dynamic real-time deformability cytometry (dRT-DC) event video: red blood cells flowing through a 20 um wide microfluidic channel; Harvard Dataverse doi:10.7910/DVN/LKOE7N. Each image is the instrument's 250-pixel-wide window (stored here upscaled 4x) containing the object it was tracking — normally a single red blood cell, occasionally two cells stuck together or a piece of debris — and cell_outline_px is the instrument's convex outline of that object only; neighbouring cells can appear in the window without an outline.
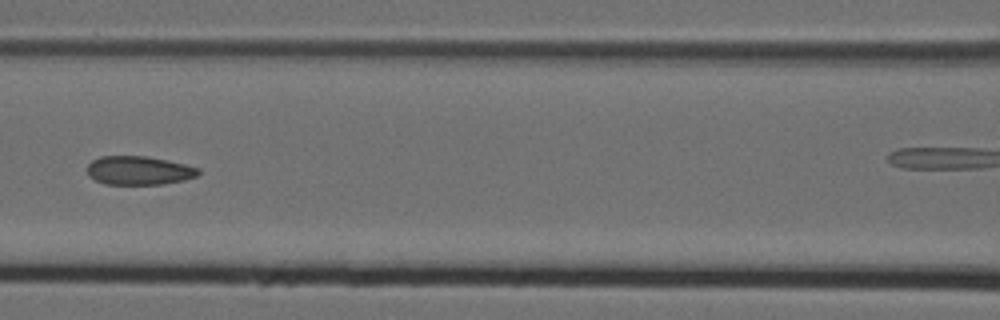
{"species": "Egyptian fruit bat (a non-hibernating species)", "species_latin": "Rousettus aegyptiacus", "temperature_condition": "cold", "stored_images_in_passage": 11, "camera_frame_rate_fps": 3000, "um_per_image_px": 0.085, "animal": {"sex": "female"}, "frame": {"image": 1, "passage_image": 8, "time_ms": 2.333, "image_size_px": [1000, 320], "cell_outline_px": [[200, 172], [196, 176], [184, 180], [160, 184], [104, 184], [88, 176], [88, 164], [92, 160], [100, 156], [144, 156], [168, 160], [200, 168]], "centroid_in_image_um": [11.8, 14.49], "position_along_channel_um": 154.8, "area_um2": 18.55}}
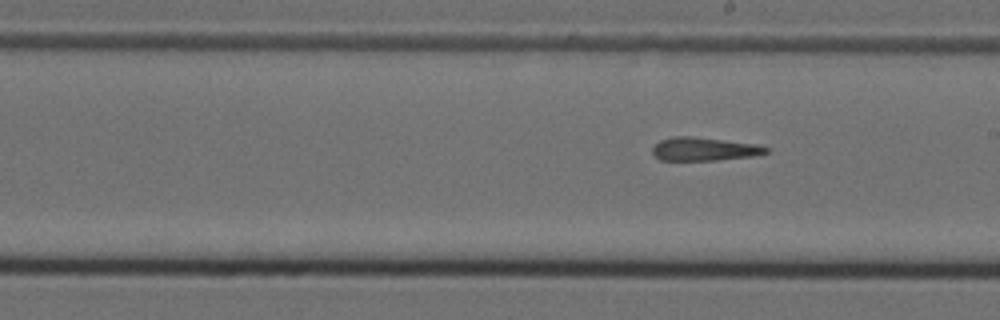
{"frame": {"image": 2, "passage_image": 11, "time_ms": 3.333, "image_size_px": [1000, 320], "cell_outline_px": [[768, 152], [752, 156], [716, 160], [660, 160], [652, 152], [652, 148], [660, 140], [672, 136], [692, 136], [756, 144], [768, 148]], "centroid_in_image_um": [59.82, 12.66], "position_along_channel_um": 229.2, "area_um2": 15.32}}